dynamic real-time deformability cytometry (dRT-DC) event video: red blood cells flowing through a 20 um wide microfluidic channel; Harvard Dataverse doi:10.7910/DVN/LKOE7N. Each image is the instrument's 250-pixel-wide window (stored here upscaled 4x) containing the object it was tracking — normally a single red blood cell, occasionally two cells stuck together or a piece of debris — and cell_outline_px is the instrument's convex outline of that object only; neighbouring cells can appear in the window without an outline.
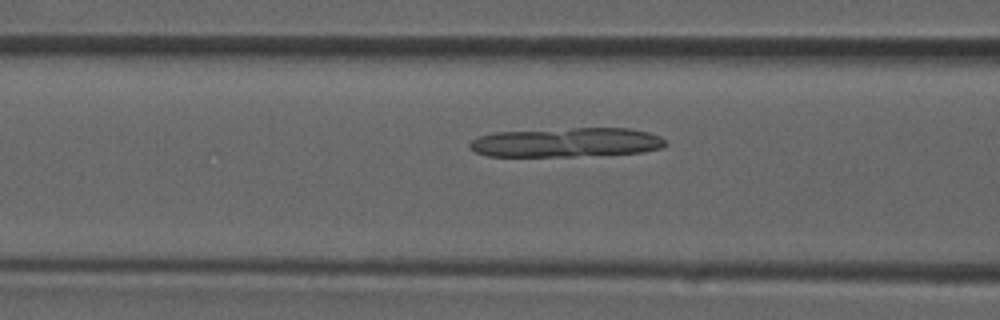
{"species": "common noctule bat (a hibernating species)", "species_latin": "Nyctalus noctula", "temperature_condition": "room temperature", "stored_images_in_passage": 36, "camera_frame_rate_fps": 3000, "um_per_image_px": 0.085, "animal": {"sex": "male", "forearm_length_mm": 52.5}, "frame": {"image": 1, "passage_image": 12, "time_ms": 3.667, "image_size_px": [1000, 320], "cell_outline_px": [[668, 144], [664, 148], [644, 152], [576, 156], [488, 156], [476, 152], [468, 144], [476, 136], [496, 132], [572, 128], [628, 128], [648, 132], [660, 136]], "centroid_in_image_um": [48.18, 12.1], "position_along_channel_um": 118.4, "area_um2": 33.52}}
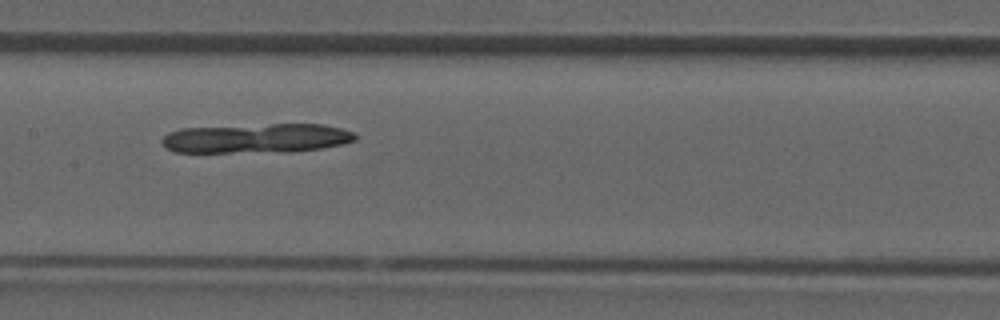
{"frame": {"image": 2, "passage_image": 16, "time_ms": 5.0, "image_size_px": [1000, 320], "cell_outline_px": [[356, 140], [344, 144], [320, 148], [292, 152], [176, 152], [164, 148], [160, 140], [168, 132], [180, 128], [272, 124], [324, 124], [340, 128], [352, 132], [356, 136]], "centroid_in_image_um": [21.77, 11.76], "position_along_channel_um": 185.6, "area_um2": 33.35}}
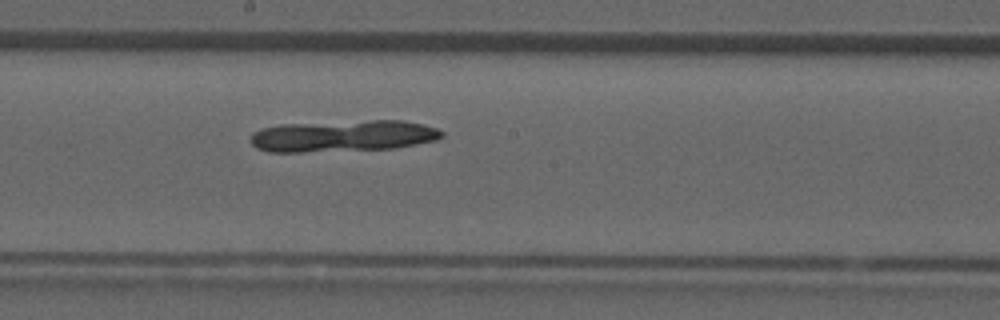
{"frame": {"image": 3, "passage_image": 18, "time_ms": 5.667, "image_size_px": [1000, 320], "cell_outline_px": [[444, 136], [436, 140], [396, 148], [300, 152], [268, 152], [256, 148], [252, 144], [252, 132], [264, 128], [280, 124], [368, 120], [404, 120], [424, 124], [436, 128], [444, 132]], "centroid_in_image_um": [29.18, 11.55], "position_along_channel_um": 219.0, "area_um2": 35.32}}